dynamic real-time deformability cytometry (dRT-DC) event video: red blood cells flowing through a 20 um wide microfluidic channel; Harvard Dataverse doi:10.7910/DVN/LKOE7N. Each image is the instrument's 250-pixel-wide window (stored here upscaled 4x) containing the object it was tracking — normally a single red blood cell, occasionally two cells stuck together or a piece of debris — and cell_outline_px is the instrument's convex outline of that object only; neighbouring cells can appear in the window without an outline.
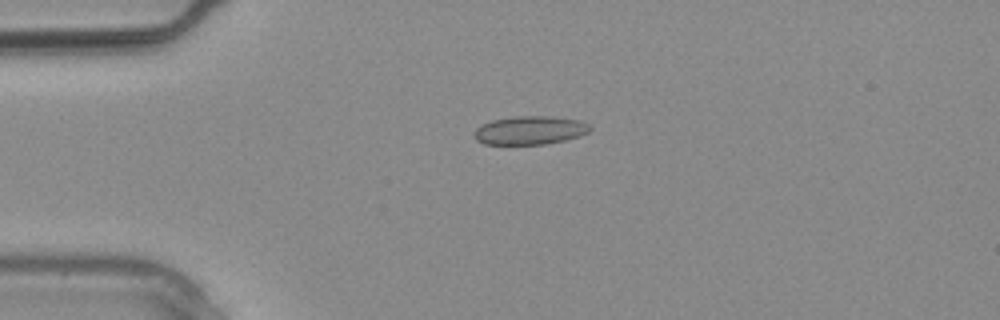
{"species": "common noctule bat (a hibernating species)", "species_latin": "Nyctalus noctula", "temperature_condition": "warm", "stored_images_in_passage": 1, "camera_frame_rate_fps": 3000, "um_per_image_px": 0.085, "animal": {"sex": "male", "body_mass_g": 20.4}, "frame": {"image": 1, "passage_image": 1, "time_ms": 0.0, "image_size_px": [1000, 320], "cell_outline_px": [[592, 128], [588, 132], [580, 136], [564, 140], [544, 144], [484, 144], [476, 140], [472, 136], [472, 132], [476, 128], [492, 120], [516, 116], [548, 116], [580, 120], [588, 124]], "centroid_in_image_um": [45.02, 11.08], "position_along_channel_um": 40.0, "area_um2": 19.25}}